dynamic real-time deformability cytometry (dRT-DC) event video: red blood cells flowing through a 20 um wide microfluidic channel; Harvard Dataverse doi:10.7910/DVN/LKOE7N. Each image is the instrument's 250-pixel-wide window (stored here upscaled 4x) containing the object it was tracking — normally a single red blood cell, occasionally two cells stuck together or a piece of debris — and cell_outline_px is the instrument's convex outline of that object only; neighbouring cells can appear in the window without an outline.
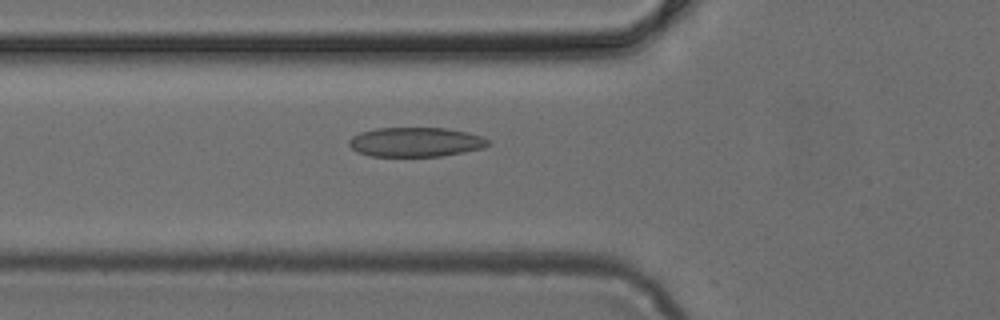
{"species": "common noctule bat (a hibernating species)", "species_latin": "Nyctalus noctula", "temperature_condition": "cold", "stored_images_in_passage": 33, "camera_frame_rate_fps": 3000, "um_per_image_px": 0.085, "animal": {"sex": "female", "body_mass_g": 24.6, "forearm_length_mm": 56.2}, "frame": {"image": 1, "passage_image": 2, "time_ms": 0.333, "image_size_px": [1000, 320], "cell_outline_px": [[488, 144], [484, 148], [464, 152], [440, 156], [372, 156], [356, 152], [348, 144], [348, 140], [352, 136], [360, 132], [376, 128], [448, 128], [468, 132], [480, 136], [488, 140]], "centroid_in_image_um": [35.3, 12.07], "position_along_channel_um": 90.5, "area_um2": 23.87}}
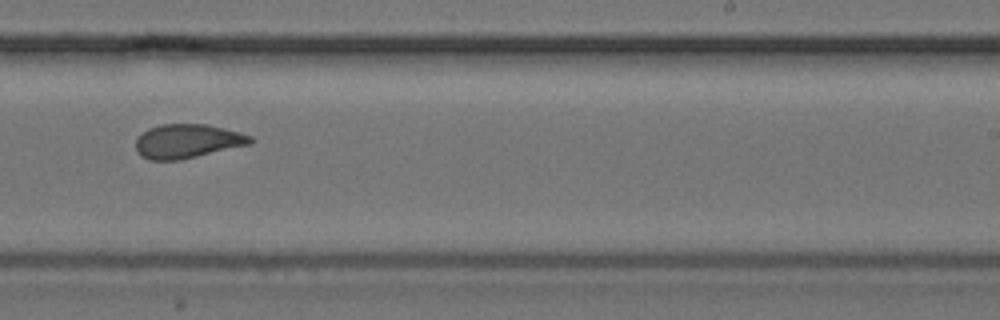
{"frame": {"image": 2, "passage_image": 15, "time_ms": 4.667, "image_size_px": [1000, 320], "cell_outline_px": [[256, 140], [252, 144], [180, 160], [148, 160], [140, 156], [136, 152], [136, 136], [148, 128], [160, 124], [208, 124], [240, 132], [252, 136]], "centroid_in_image_um": [15.93, 12.0], "position_along_channel_um": 273.1, "area_um2": 23.18}}
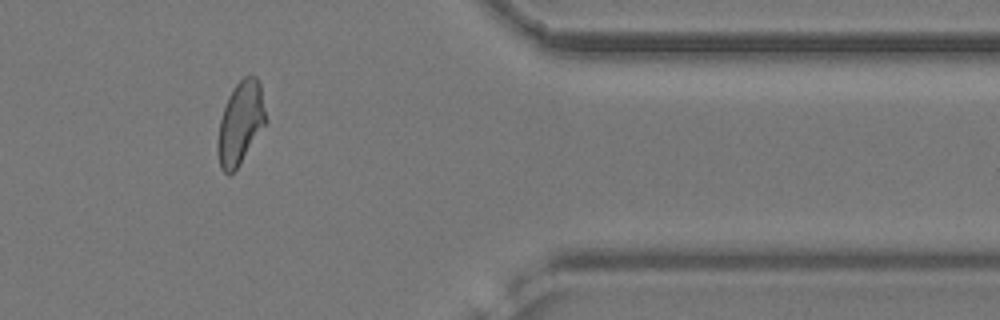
{"frame": {"image": 3, "passage_image": 25, "time_ms": 8.0, "image_size_px": [1000, 320], "cell_outline_px": [[268, 120], [240, 164], [228, 176], [220, 168], [216, 152], [216, 140], [220, 120], [228, 96], [232, 88], [244, 76], [256, 76], [260, 84]], "centroid_in_image_um": [20.42, 10.47], "position_along_channel_um": 391.0, "area_um2": 23.47}}